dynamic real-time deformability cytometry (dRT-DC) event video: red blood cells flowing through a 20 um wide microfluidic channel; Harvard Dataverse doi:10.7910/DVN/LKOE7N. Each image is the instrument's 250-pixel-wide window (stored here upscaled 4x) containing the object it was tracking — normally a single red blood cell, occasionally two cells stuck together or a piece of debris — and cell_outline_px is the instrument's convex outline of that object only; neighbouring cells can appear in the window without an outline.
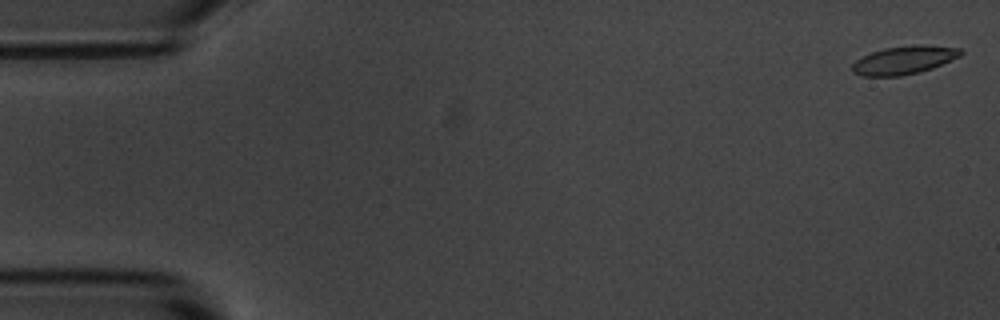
{"species": "common noctule bat (a hibernating species)", "species_latin": "Nyctalus noctula", "temperature_condition": "room temperature", "stored_images_in_passage": 6, "segment_of_instrument_passage": [1, 2], "camera_frame_rate_fps": 3000, "um_per_image_px": 0.085, "animal": {"sex": "male", "body_mass_g": 20.1, "forearm_length_mm": 53.5}, "frame": {"image": 1, "passage_image": 1, "time_ms": 0.0, "image_size_px": [1000, 320], "cell_outline_px": [[964, 52], [960, 56], [932, 68], [900, 76], [864, 76], [852, 72], [852, 64], [856, 60], [872, 52], [884, 48], [912, 44], [924, 44], [960, 48]], "centroid_in_image_um": [76.85, 5.09], "position_along_channel_um": 8.1, "area_um2": 17.8}}
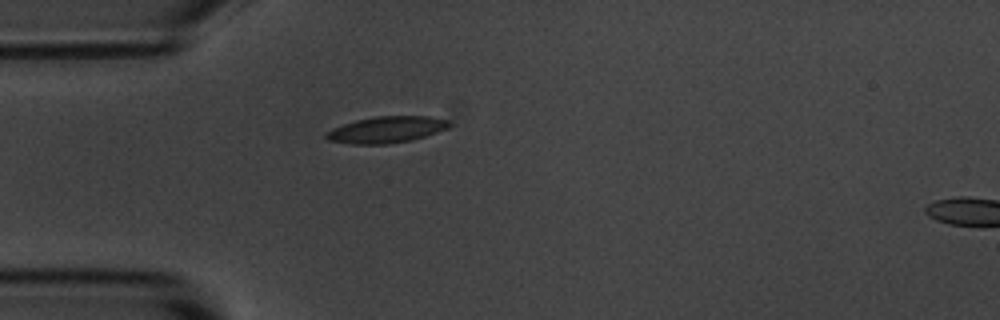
{"frame": {"image": 2, "passage_image": 5, "time_ms": 4.667, "image_size_px": [1000, 320], "cell_outline_px": [[452, 124], [448, 128], [412, 140], [388, 144], [352, 144], [328, 140], [324, 136], [324, 132], [332, 128], [356, 120], [376, 116], [428, 116], [448, 120]], "centroid_in_image_um": [32.83, 11.02], "position_along_channel_um": 52.2, "area_um2": 18.96}}